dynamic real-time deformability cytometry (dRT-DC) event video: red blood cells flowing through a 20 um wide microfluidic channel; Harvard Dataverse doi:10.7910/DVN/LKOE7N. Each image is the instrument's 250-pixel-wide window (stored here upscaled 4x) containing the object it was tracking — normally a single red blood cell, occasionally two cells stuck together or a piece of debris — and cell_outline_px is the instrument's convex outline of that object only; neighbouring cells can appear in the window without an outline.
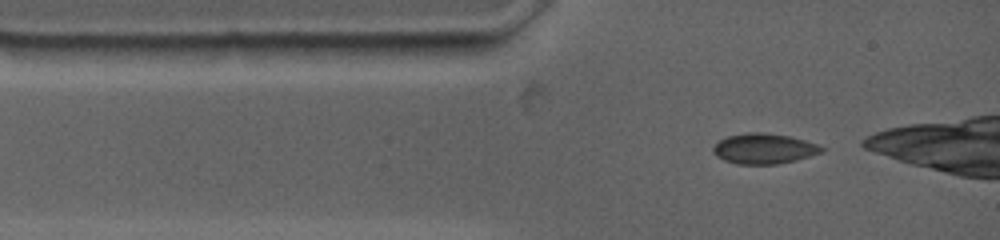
{"species": "common noctule bat (a hibernating species)", "species_latin": "Nyctalus noctula", "temperature_condition": "warm", "stored_images_in_passage": 6, "camera_frame_rate_fps": 4500, "um_per_image_px": 0.085, "animal": {"sex": "female", "body_mass_g": 19.0, "forearm_length_mm": 53.3}, "frame": {"image": 1, "passage_image": 1, "time_ms": 0.0, "image_size_px": [1000, 240], "cell_outline_px": [[828, 148], [824, 152], [776, 164], [736, 164], [724, 160], [716, 156], [712, 152], [712, 148], [720, 140], [728, 136], [748, 132], [760, 132], [788, 136], [804, 140]], "centroid_in_image_um": [64.93, 12.63], "position_along_channel_um": 20.1, "area_um2": 19.02}}
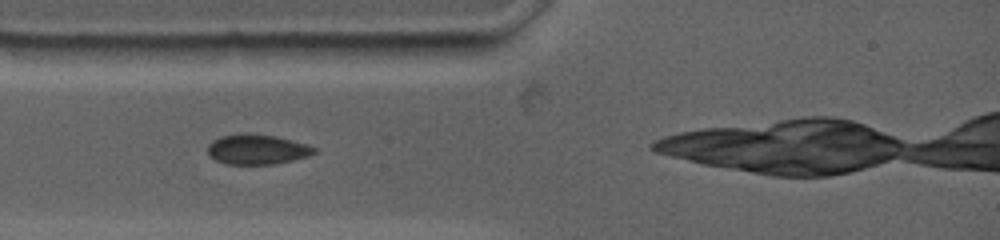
{"frame": {"image": 2, "passage_image": 4, "time_ms": 1.556, "image_size_px": [1000, 240], "cell_outline_px": [[316, 152], [308, 156], [292, 160], [272, 164], [228, 164], [216, 160], [208, 152], [208, 144], [212, 140], [220, 136], [244, 132], [276, 136], [292, 140], [316, 148]], "centroid_in_image_um": [21.83, 12.68], "position_along_channel_um": 63.2, "area_um2": 18.55}}
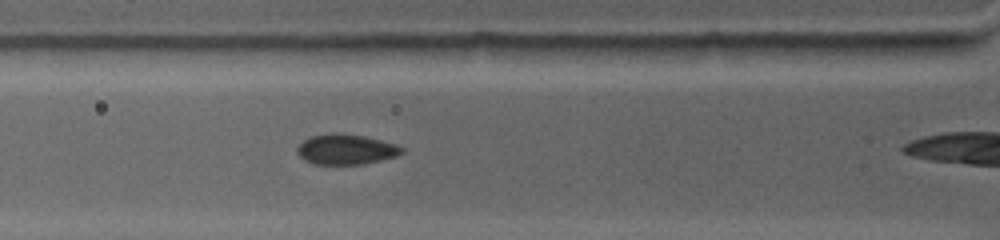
{"frame": {"image": 3, "passage_image": 6, "time_ms": 2.444, "image_size_px": [1000, 240], "cell_outline_px": [[404, 152], [396, 156], [364, 164], [312, 164], [304, 160], [296, 152], [296, 148], [308, 136], [332, 132], [340, 132], [364, 136], [396, 144], [404, 148]], "centroid_in_image_um": [29.38, 12.68], "position_along_channel_um": 96.4, "area_um2": 18.67}}